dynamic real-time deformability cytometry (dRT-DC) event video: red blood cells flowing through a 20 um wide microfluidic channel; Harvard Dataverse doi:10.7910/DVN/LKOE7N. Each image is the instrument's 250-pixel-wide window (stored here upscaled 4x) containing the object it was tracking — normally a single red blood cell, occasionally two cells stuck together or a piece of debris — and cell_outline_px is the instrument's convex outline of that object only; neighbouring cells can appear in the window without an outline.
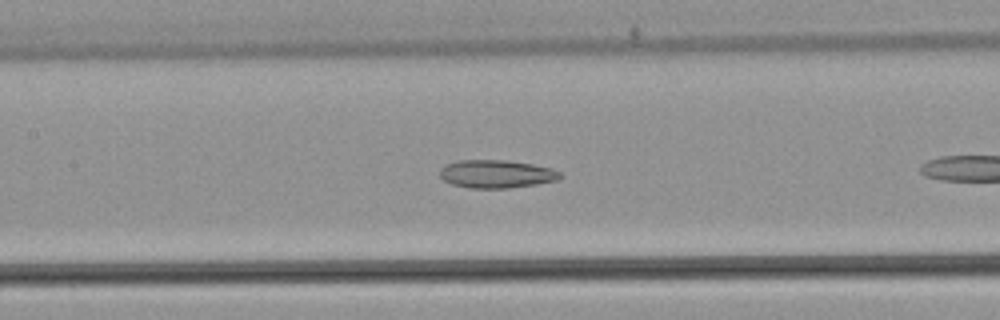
{"species": "common noctule bat (a hibernating species)", "species_latin": "Nyctalus noctula", "temperature_condition": "warm", "stored_images_in_passage": 32, "camera_frame_rate_fps": 3000, "um_per_image_px": 0.085, "animal": {"sex": "male", "body_mass_g": 21.5, "forearm_length_mm": 52.0}, "frame": {"image": 1, "passage_image": 10, "time_ms": 3.0, "image_size_px": [1000, 320], "cell_outline_px": [[560, 176], [556, 180], [536, 184], [508, 188], [468, 188], [452, 184], [444, 180], [440, 176], [440, 168], [444, 164], [456, 160], [504, 160], [532, 164], [552, 168], [560, 172]], "centroid_in_image_um": [42.14, 14.78], "position_along_channel_um": 165.3, "area_um2": 19.65}}
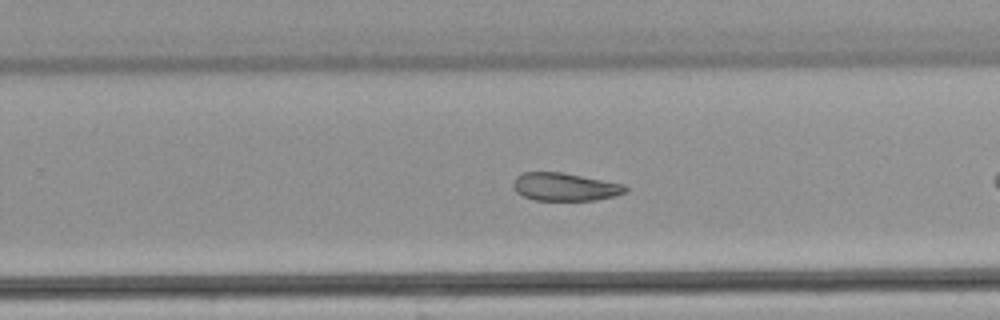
{"frame": {"image": 2, "passage_image": 19, "time_ms": 6.0, "image_size_px": [1000, 320], "cell_outline_px": [[628, 192], [616, 196], [596, 200], [532, 200], [516, 192], [512, 184], [516, 176], [524, 172], [560, 172], [624, 184], [628, 188]], "centroid_in_image_um": [48.03, 15.89], "position_along_channel_um": 281.8, "area_um2": 18.32}, "authors_computed_cell_mechanics": {"area_um2": 19.5653, "velocity_mm_per_s": 3.9058, "shape_relaxation_time_tau1_ms": null, "shape_relaxation_time_tau2_ms": 3.9461, "deformation_change_tau1": null, "deformation_change_tau2": 0.0866}}